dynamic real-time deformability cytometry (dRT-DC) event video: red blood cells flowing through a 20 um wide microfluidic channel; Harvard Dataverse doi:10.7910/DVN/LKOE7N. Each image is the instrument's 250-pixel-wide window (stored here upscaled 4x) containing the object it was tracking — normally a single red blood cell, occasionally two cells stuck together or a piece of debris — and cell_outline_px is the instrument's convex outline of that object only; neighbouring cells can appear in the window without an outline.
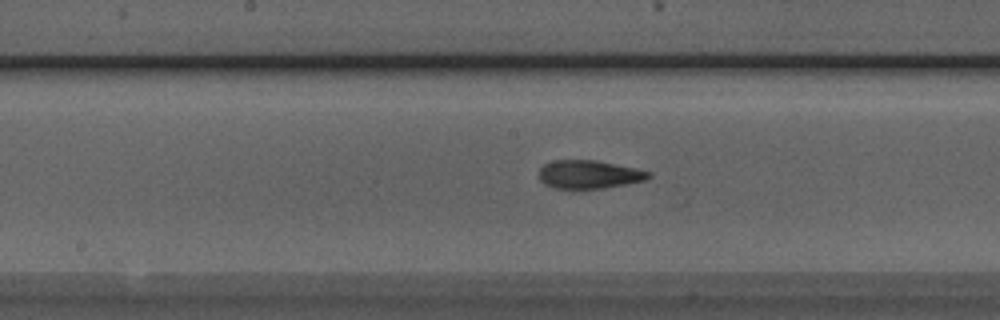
{"species": "Egyptian fruit bat (a non-hibernating species)", "species_latin": "Rousettus aegyptiacus", "temperature_condition": "room temperature", "stored_images_in_passage": 35, "camera_frame_rate_fps": 3000, "um_per_image_px": 0.085, "animal": {"sex": "male"}, "frame": {"image": 1, "passage_image": 10, "time_ms": 3.0, "image_size_px": [1000, 320], "cell_outline_px": [[652, 176], [644, 180], [604, 188], [556, 188], [544, 184], [540, 180], [540, 168], [544, 164], [552, 160], [596, 160], [636, 168], [652, 172]], "centroid_in_image_um": [50.07, 14.81], "position_along_channel_um": 198.1, "area_um2": 17.98}}
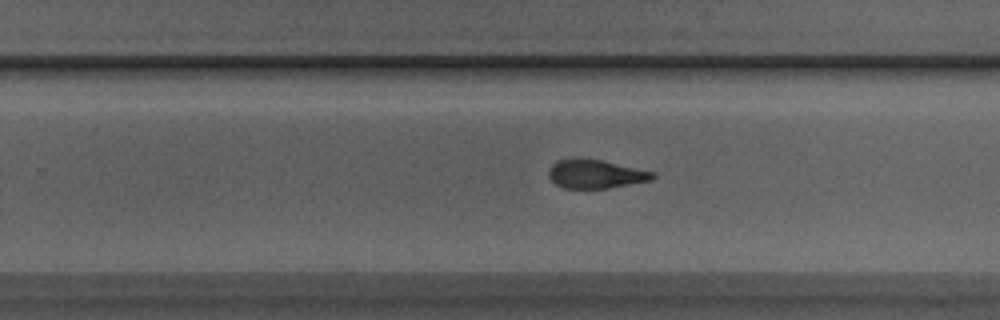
{"frame": {"image": 2, "passage_image": 16, "time_ms": 5.0, "image_size_px": [1000, 320], "cell_outline_px": [[656, 176], [652, 180], [608, 188], [564, 188], [556, 184], [548, 176], [548, 168], [556, 160], [600, 160], [656, 172]], "centroid_in_image_um": [50.64, 14.81], "position_along_channel_um": 279.2, "area_um2": 17.05}}
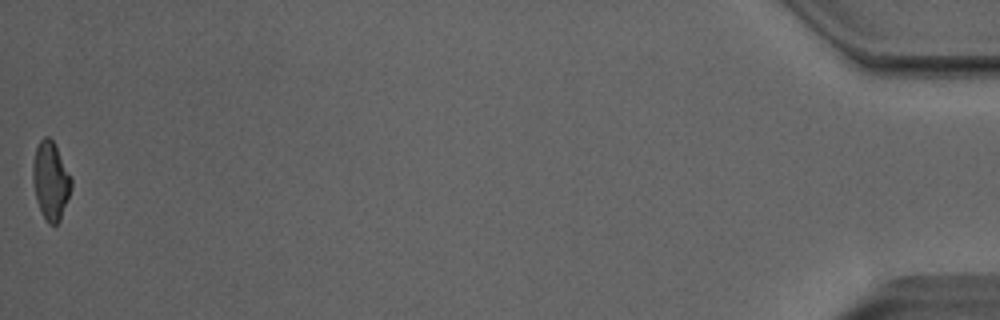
{"frame": {"image": 3, "passage_image": 35, "time_ms": 11.333, "image_size_px": [1000, 320], "cell_outline_px": [[72, 188], [60, 220], [56, 224], [48, 224], [36, 200], [32, 180], [32, 164], [36, 148], [40, 140], [44, 136], [48, 136], [52, 140], [72, 176]], "centroid_in_image_um": [4.31, 15.35], "position_along_channel_um": 430.9, "area_um2": 17.51}}